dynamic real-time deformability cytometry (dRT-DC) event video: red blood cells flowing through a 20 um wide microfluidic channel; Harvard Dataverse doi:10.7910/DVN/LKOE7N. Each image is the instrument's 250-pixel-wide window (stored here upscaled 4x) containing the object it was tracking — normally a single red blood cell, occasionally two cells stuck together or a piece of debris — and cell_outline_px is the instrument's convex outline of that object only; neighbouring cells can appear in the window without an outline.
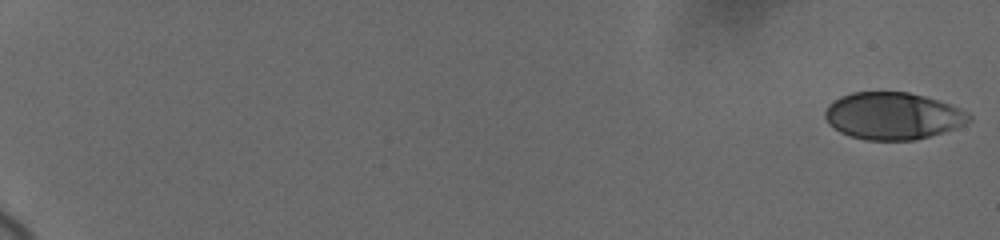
{"species": "human", "species_latin": "Homo sapiens", "temperature_condition": "cold", "stored_images_in_passage": 40, "camera_frame_rate_fps": 3000, "um_per_image_px": 0.085, "donor": {"sex": "female"}, "frame": {"image": 1, "passage_image": 1, "time_ms": 0.0, "image_size_px": [1000, 240], "cell_outline_px": [[972, 120], [956, 128], [928, 136], [912, 140], [864, 140], [840, 132], [828, 124], [824, 116], [824, 112], [828, 104], [840, 96], [852, 92], [908, 92], [924, 96], [960, 108], [968, 112], [972, 116]], "centroid_in_image_um": [75.87, 9.85], "position_along_channel_um": 9.1, "area_um2": 39.48}}
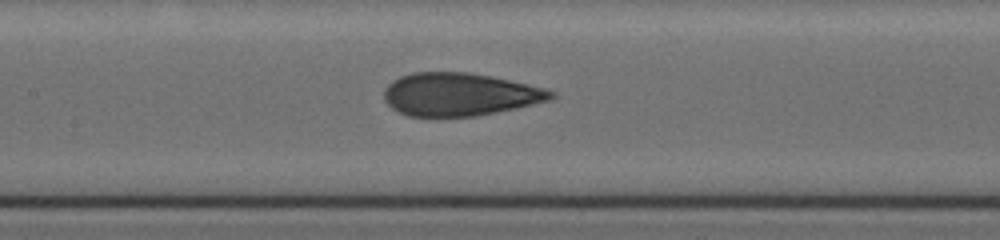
{"frame": {"image": 2, "passage_image": 29, "time_ms": 10.333, "image_size_px": [1000, 240], "cell_outline_px": [[556, 96], [552, 100], [516, 108], [476, 116], [408, 116], [392, 108], [384, 100], [384, 88], [392, 80], [400, 76], [412, 72], [468, 72], [492, 76], [528, 84], [544, 88], [556, 92]], "centroid_in_image_um": [39.08, 8.01], "position_along_channel_um": 168.3, "area_um2": 41.91}}
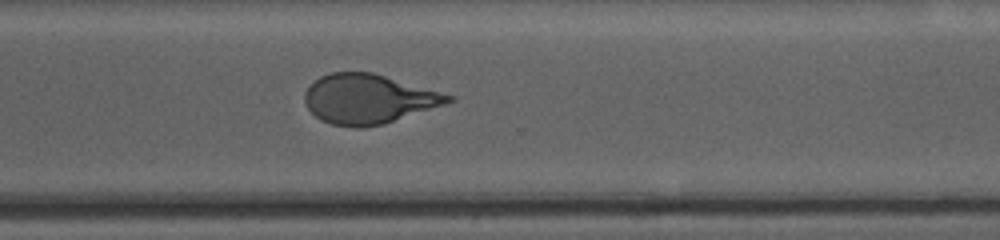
{"frame": {"image": 3, "passage_image": 40, "time_ms": 15.0, "image_size_px": [1000, 240], "cell_outline_px": [[456, 96], [452, 100], [444, 104], [384, 124], [360, 128], [356, 128], [332, 124], [320, 120], [308, 108], [304, 100], [304, 92], [320, 76], [332, 72], [372, 72]], "centroid_in_image_um": [31.3, 8.41], "position_along_channel_um": 339.3, "area_um2": 41.1}}